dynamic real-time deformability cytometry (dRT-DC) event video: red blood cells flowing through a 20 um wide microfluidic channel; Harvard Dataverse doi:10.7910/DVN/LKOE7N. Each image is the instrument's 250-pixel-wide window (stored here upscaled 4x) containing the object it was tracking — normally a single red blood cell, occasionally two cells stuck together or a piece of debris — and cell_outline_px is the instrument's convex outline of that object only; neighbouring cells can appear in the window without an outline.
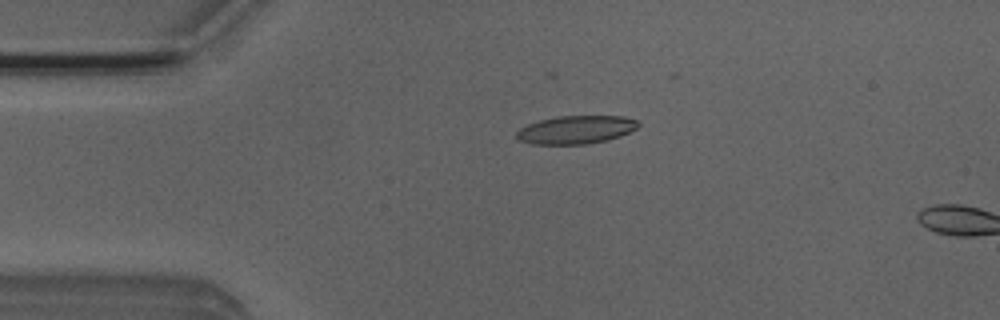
{"species": "Egyptian fruit bat (a non-hibernating species)", "species_latin": "Rousettus aegyptiacus", "temperature_condition": "room temperature", "stored_images_in_passage": 4, "camera_frame_rate_fps": 3000, "um_per_image_px": 0.085, "animal": {"sex": "male"}, "frame": {"image": 1, "passage_image": 3, "time_ms": 0.667, "image_size_px": [1000, 320], "cell_outline_px": [[640, 124], [636, 128], [620, 136], [588, 144], [532, 144], [520, 140], [516, 136], [516, 132], [520, 128], [528, 124], [540, 120], [560, 116], [624, 116], [636, 120]], "centroid_in_image_um": [48.95, 11.02], "position_along_channel_um": 36.1, "area_um2": 19.77}}